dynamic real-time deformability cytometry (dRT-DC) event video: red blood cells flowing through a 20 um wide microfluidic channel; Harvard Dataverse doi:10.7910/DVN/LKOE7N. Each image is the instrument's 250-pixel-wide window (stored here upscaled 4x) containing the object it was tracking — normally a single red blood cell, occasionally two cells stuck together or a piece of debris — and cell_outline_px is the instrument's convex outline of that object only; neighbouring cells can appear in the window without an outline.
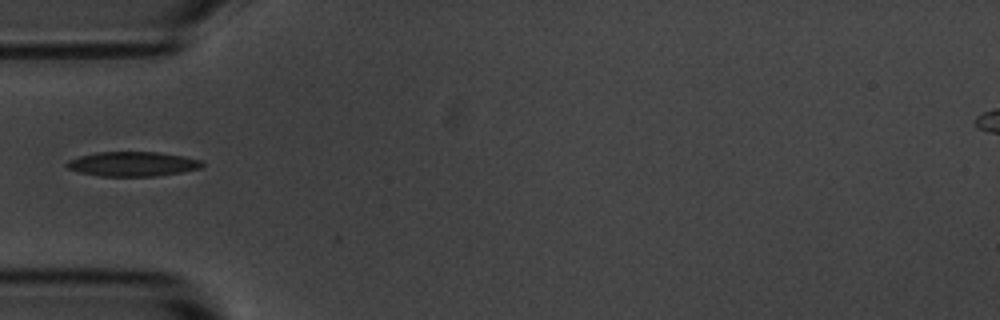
{"species": "common noctule bat (a hibernating species)", "species_latin": "Nyctalus noctula", "temperature_condition": "room temperature", "stored_images_in_passage": 8, "camera_frame_rate_fps": 3000, "um_per_image_px": 0.085, "animal": {"sex": "male", "body_mass_g": 20.1, "forearm_length_mm": 53.5}, "frame": {"image": 1, "passage_image": 5, "time_ms": 5.333, "image_size_px": [1000, 320], "cell_outline_px": [[204, 164], [200, 168], [180, 172], [156, 176], [100, 176], [80, 172], [68, 168], [64, 164], [68, 160], [80, 156], [96, 152], [160, 152], [184, 156], [204, 160]], "centroid_in_image_um": [11.29, 13.93], "position_along_channel_um": 73.7, "area_um2": 19.42}}
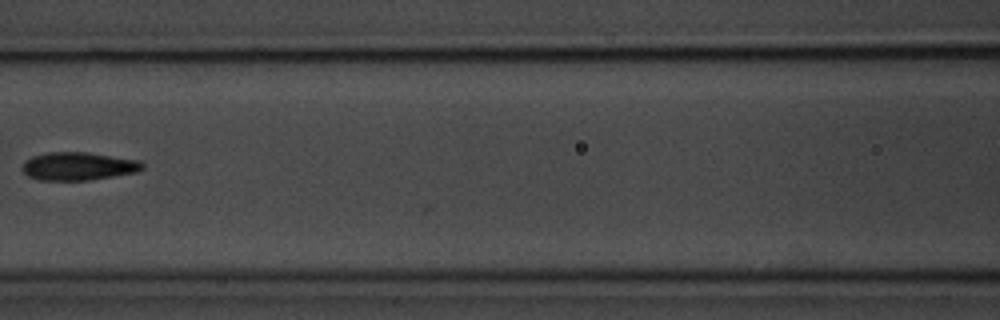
{"frame": {"image": 2, "passage_image": 7, "time_ms": 7.667, "image_size_px": [1000, 320], "cell_outline_px": [[144, 168], [136, 172], [88, 180], [40, 180], [28, 176], [24, 172], [24, 160], [32, 156], [48, 152], [88, 152], [140, 160], [144, 164]], "centroid_in_image_um": [6.67, 14.12], "position_along_channel_um": 159.9, "area_um2": 19.59}}
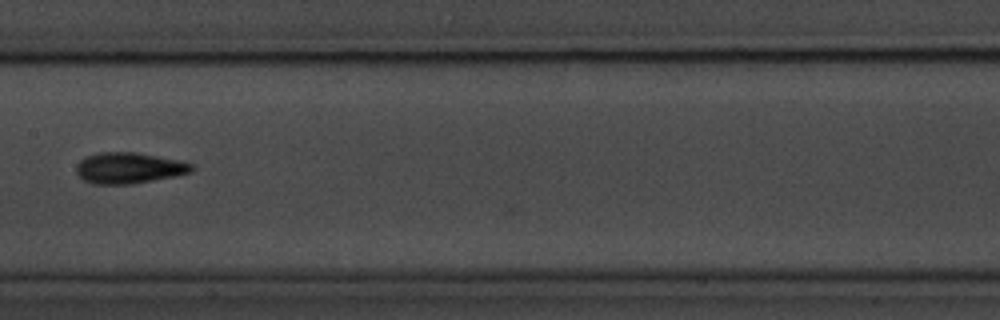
{"frame": {"image": 3, "passage_image": 8, "time_ms": 8.667, "image_size_px": [1000, 320], "cell_outline_px": [[192, 172], [176, 176], [132, 184], [92, 184], [84, 180], [76, 172], [76, 168], [80, 160], [88, 156], [100, 152], [136, 152], [176, 160], [192, 164]], "centroid_in_image_um": [10.94, 14.29], "position_along_channel_um": 196.5, "area_um2": 20.63}}